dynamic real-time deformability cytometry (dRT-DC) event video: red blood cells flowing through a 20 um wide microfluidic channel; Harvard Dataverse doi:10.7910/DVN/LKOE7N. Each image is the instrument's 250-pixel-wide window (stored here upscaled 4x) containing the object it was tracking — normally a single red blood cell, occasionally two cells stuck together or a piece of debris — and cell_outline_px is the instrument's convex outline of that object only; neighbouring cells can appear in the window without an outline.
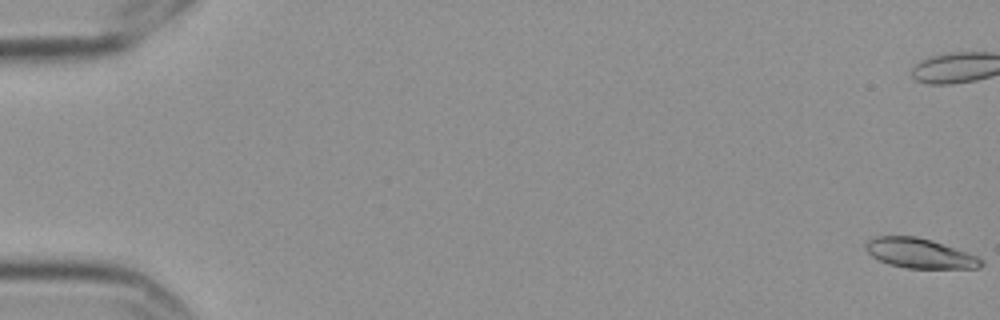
{"species": "Egyptian fruit bat (a non-hibernating species)", "species_latin": "Rousettus aegyptiacus", "temperature_condition": "cold", "stored_images_in_passage": 4, "camera_frame_rate_fps": 3000, "um_per_image_px": 0.085, "frame": {"image": 1, "passage_image": 1, "time_ms": 0.0, "image_size_px": [1000, 320], "cell_outline_px": [[984, 264], [980, 268], [908, 268], [888, 264], [872, 256], [868, 252], [864, 244], [872, 236], [916, 236], [932, 240], [976, 256], [984, 260]], "centroid_in_image_um": [78.16, 21.53], "position_along_channel_um": 6.8, "area_um2": 19.94}}